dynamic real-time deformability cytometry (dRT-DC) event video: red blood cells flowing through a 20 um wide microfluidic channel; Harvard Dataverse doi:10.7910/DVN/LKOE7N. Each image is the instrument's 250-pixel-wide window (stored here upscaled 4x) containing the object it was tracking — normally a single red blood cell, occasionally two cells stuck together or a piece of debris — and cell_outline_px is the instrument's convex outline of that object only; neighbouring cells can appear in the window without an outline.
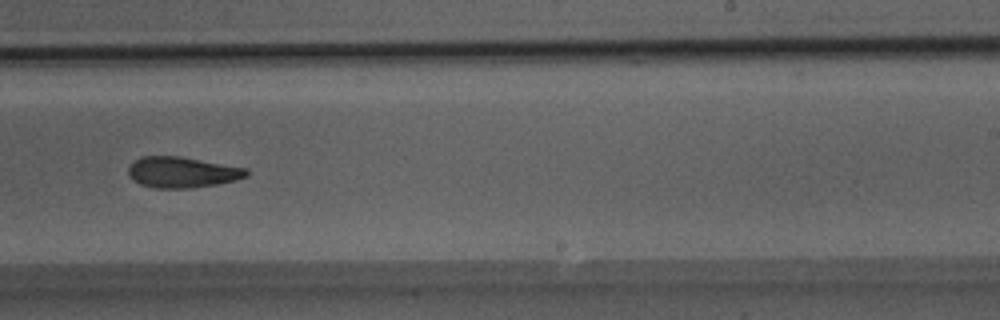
{"species": "Egyptian fruit bat (a non-hibernating species)", "species_latin": "Rousettus aegyptiacus", "temperature_condition": "room temperature", "stored_images_in_passage": 48, "camera_frame_rate_fps": 3000, "um_per_image_px": 0.085, "animal": {"sex": "male"}, "frame": {"image": 1, "passage_image": 29, "time_ms": 9.333, "image_size_px": [1000, 320], "cell_outline_px": [[248, 176], [236, 180], [216, 184], [192, 188], [156, 188], [140, 184], [132, 180], [128, 176], [128, 164], [140, 156], [180, 156], [248, 168]], "centroid_in_image_um": [15.45, 14.63], "position_along_channel_um": 273.5, "area_um2": 21.5}}
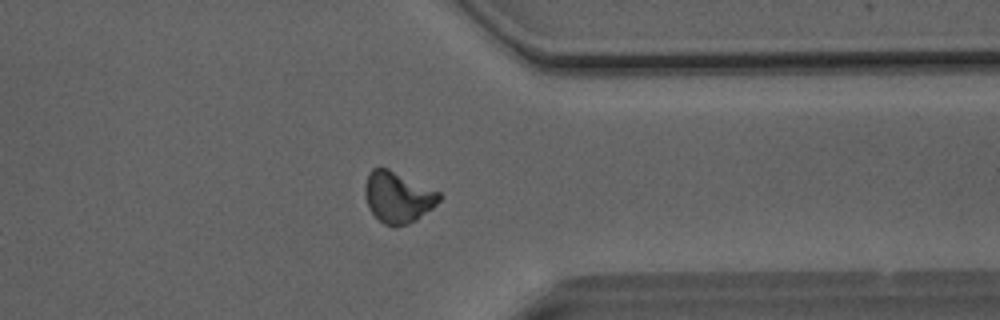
{"frame": {"image": 2, "passage_image": 37, "time_ms": 12.0, "image_size_px": [1000, 320], "cell_outline_px": [[440, 200], [432, 208], [416, 220], [408, 224], [396, 228], [392, 228], [384, 224], [368, 208], [364, 192], [364, 188], [368, 172], [372, 168], [380, 164], [440, 192]], "centroid_in_image_um": [33.78, 16.74], "position_along_channel_um": 377.6, "area_um2": 22.48}}
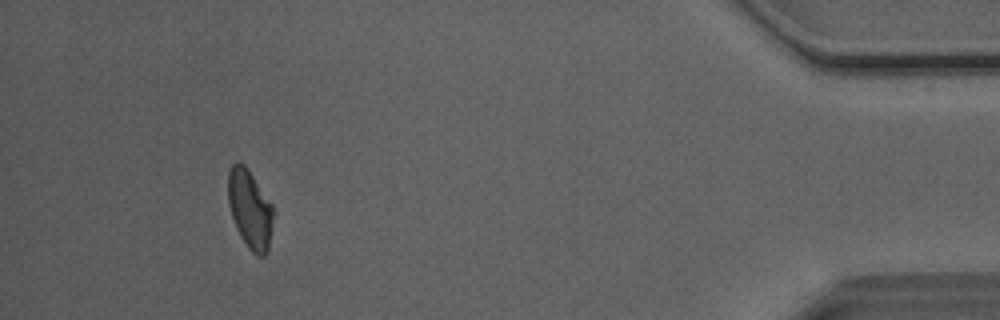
{"frame": {"image": 3, "passage_image": 44, "time_ms": 14.333, "image_size_px": [1000, 320], "cell_outline_px": [[272, 228], [268, 248], [264, 256], [256, 256], [248, 248], [240, 236], [236, 228], [228, 204], [228, 172], [232, 164], [236, 160], [240, 160], [248, 168], [272, 204]], "centroid_in_image_um": [21.22, 17.74], "position_along_channel_um": 414.0, "area_um2": 20.81}, "authors_computed_cell_mechanics": {"area_um2": 21.9062, "velocity_mm_per_s": 4.0817, "shape_relaxation_time_tau1_ms": 11.3079, "shape_relaxation_time_tau2_ms": 4.9971, "deformation_change_tau1": 0.2243, "deformation_change_tau2": 0.1154}}